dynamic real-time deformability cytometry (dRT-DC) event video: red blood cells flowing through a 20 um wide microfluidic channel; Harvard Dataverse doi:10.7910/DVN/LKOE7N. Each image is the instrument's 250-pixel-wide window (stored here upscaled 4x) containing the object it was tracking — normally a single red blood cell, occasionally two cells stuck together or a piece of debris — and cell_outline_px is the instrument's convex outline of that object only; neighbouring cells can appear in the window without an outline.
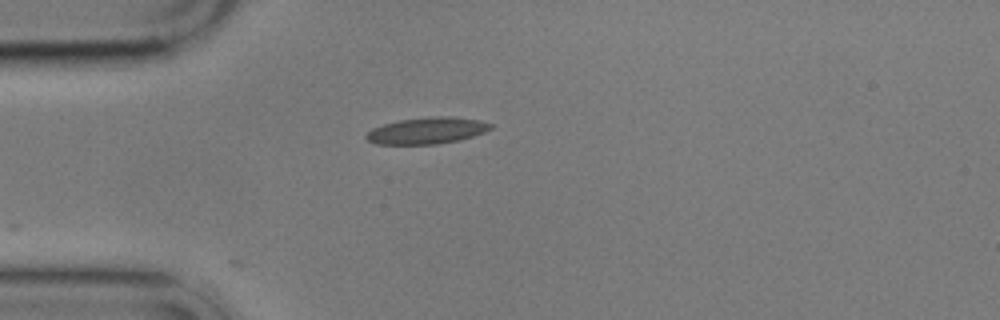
{"species": "common noctule bat (a hibernating species)", "species_latin": "Nyctalus noctula", "temperature_condition": "cold", "stored_images_in_passage": 2, "camera_frame_rate_fps": 3000, "um_per_image_px": 0.085, "animal": {"sex": "male", "body_mass_g": 17.9}, "frame": {"image": 1, "passage_image": 2, "time_ms": 1.0, "image_size_px": [1000, 320], "cell_outline_px": [[492, 128], [484, 132], [460, 140], [436, 144], [376, 144], [368, 140], [364, 136], [372, 128], [384, 124], [400, 120], [432, 116], [448, 116], [480, 120], [492, 124]], "centroid_in_image_um": [36.29, 11.1], "position_along_channel_um": 48.7, "area_um2": 19.13}}